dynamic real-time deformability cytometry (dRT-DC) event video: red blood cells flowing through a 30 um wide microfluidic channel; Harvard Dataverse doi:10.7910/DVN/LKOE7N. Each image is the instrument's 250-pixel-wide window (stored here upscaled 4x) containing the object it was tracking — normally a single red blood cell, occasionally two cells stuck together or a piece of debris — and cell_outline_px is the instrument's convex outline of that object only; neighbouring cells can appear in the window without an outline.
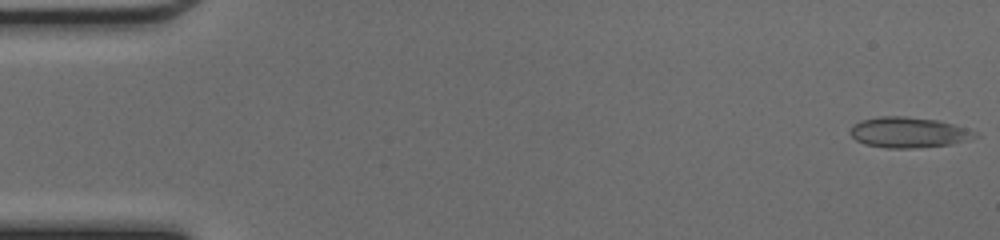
{"species": "common noctule bat (a hibernating species)", "species_latin": "Nyctalus noctula", "temperature_condition": "cold", "stored_images_in_passage": 48, "camera_frame_rate_fps": 3000, "um_per_image_px": 0.085, "animal": {"sex": "female", "body_mass_g": 17.0, "forearm_length_mm": 48.0}, "frame": {"image": 1, "passage_image": 1, "time_ms": 0.0, "image_size_px": [1000, 240], "cell_outline_px": [[980, 136], [952, 144], [912, 148], [888, 148], [864, 144], [856, 140], [848, 132], [852, 124], [860, 120], [880, 116], [904, 116], [936, 120], [952, 124], [964, 128]], "centroid_in_image_um": [77.14, 11.25], "position_along_channel_um": 7.9, "area_um2": 22.08}}
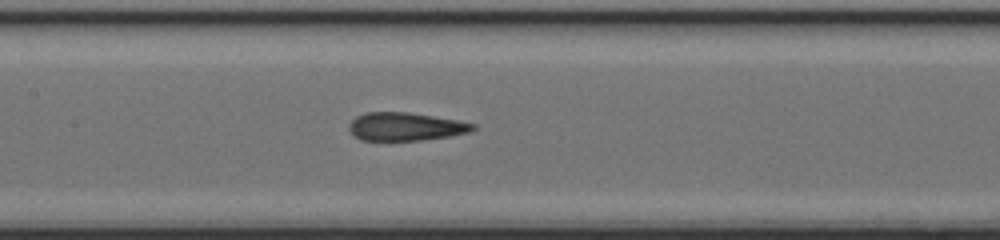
{"frame": {"image": 2, "passage_image": 23, "time_ms": 7.333, "image_size_px": [1000, 240], "cell_outline_px": [[476, 128], [468, 132], [448, 136], [424, 140], [360, 140], [348, 128], [348, 124], [356, 116], [364, 112], [408, 112], [460, 120], [476, 124]], "centroid_in_image_um": [34.47, 10.75], "position_along_channel_um": 172.9, "area_um2": 20.35}}
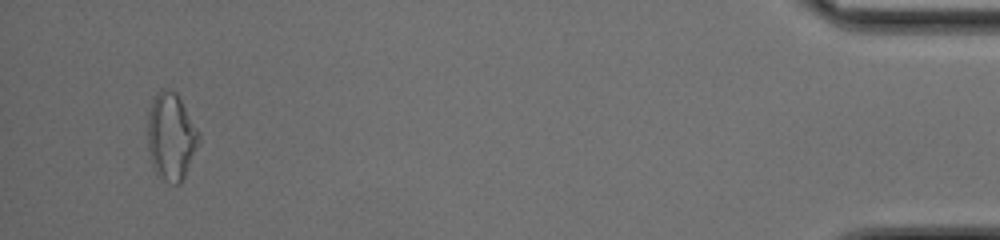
{"frame": {"image": 3, "passage_image": 46, "time_ms": 15.0, "image_size_px": [1000, 240], "cell_outline_px": [[200, 144], [180, 184], [172, 184], [156, 176], [152, 164], [148, 148], [148, 112], [152, 100], [160, 88], [168, 88], [176, 92], [200, 132]], "centroid_in_image_um": [14.55, 11.61], "position_along_channel_um": 420.7, "area_um2": 26.36}, "authors_computed_cell_mechanics": {"area_um2": 21.3571, "velocity_mm_per_s": 4.2928, "shape_relaxation_time_tau1_ms": null, "shape_relaxation_time_tau2_ms": 1.813, "deformation_change_tau1": null, "deformation_change_tau2": 0.0747}}